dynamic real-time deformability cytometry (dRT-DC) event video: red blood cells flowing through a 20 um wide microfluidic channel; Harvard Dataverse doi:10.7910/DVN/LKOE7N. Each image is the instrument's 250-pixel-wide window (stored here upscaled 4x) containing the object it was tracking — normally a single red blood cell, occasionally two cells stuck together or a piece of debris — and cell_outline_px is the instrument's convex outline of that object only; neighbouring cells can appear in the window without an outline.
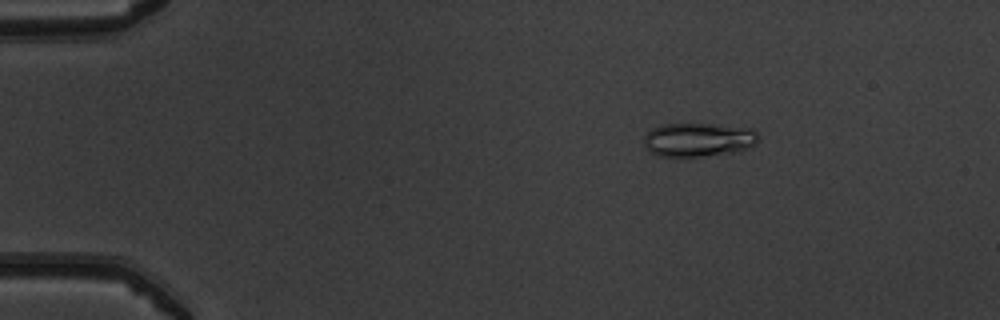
{"species": "common noctule bat (a hibernating species)", "species_latin": "Nyctalus noctula", "temperature_condition": "warm", "stored_images_in_passage": 44, "camera_frame_rate_fps": 3000, "um_per_image_px": 0.085, "animal": {"sex": "male", "body_mass_g": 19.5, "forearm_length_mm": 54.6}, "frame": {"image": 1, "passage_image": 2, "time_ms": 0.333, "image_size_px": [1000, 320], "cell_outline_px": [[760, 136], [756, 144], [740, 152], [700, 156], [656, 156], [644, 144], [644, 136], [652, 128], [664, 124], [712, 124], [752, 128]], "centroid_in_image_um": [59.41, 11.87], "position_along_channel_um": 25.6, "area_um2": 22.66}}
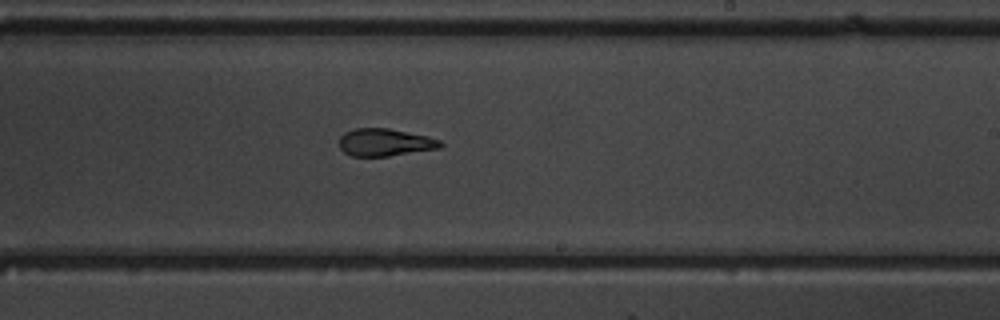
{"frame": {"image": 2, "passage_image": 25, "time_ms": 8.0, "image_size_px": [1000, 320], "cell_outline_px": [[444, 144], [440, 148], [388, 156], [352, 156], [344, 152], [340, 148], [340, 136], [344, 132], [356, 128], [388, 128], [428, 136], [440, 140]], "centroid_in_image_um": [32.72, 12.1], "position_along_channel_um": 256.3, "area_um2": 16.18}}
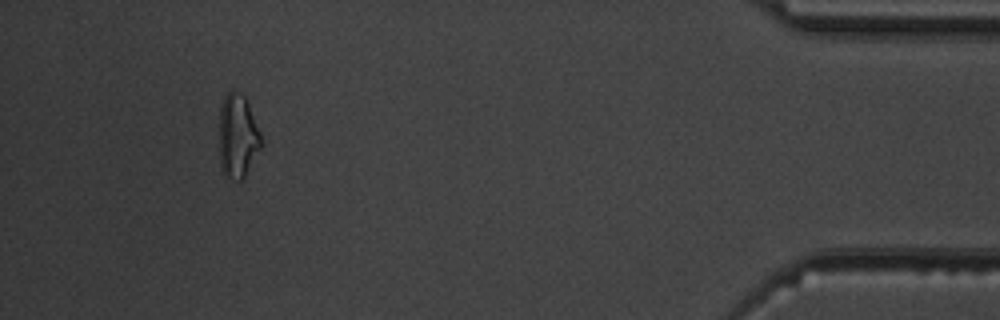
{"frame": {"image": 3, "passage_image": 41, "time_ms": 13.333, "image_size_px": [1000, 320], "cell_outline_px": [[260, 148], [244, 176], [240, 180], [224, 176], [220, 168], [220, 104], [224, 96], [232, 88], [244, 96], [248, 104], [260, 132]], "centroid_in_image_um": [20.17, 11.54], "position_along_channel_um": 415.0, "area_um2": 20.11}, "authors_computed_cell_mechanics": {"area_um2": 17.1377, "velocity_mm_per_s": 4.056, "shape_relaxation_time_tau1_ms": null, "shape_relaxation_time_tau2_ms": 2.4779, "deformation_change_tau1": null, "deformation_change_tau2": 0.0967}}